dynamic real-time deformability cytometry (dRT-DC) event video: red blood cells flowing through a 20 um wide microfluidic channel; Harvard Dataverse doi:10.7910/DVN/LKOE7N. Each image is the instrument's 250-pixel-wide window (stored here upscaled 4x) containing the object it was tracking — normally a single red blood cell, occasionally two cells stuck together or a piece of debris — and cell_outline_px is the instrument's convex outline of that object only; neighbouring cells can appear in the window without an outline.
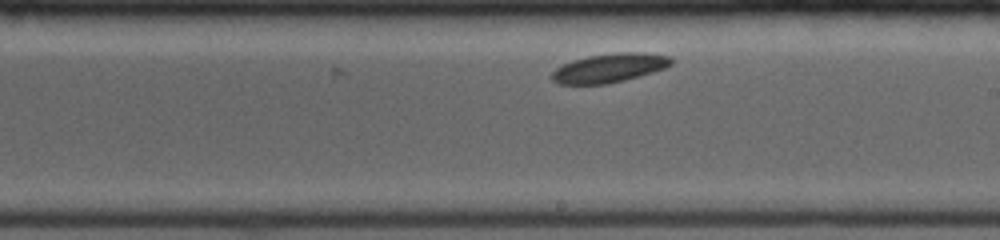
{"species": "common noctule bat (a hibernating species)", "species_latin": "Nyctalus noctula", "temperature_condition": "room temperature", "stored_images_in_passage": 16, "camera_frame_rate_fps": 4000, "um_per_image_px": 0.085, "animal": {"sex": "female", "body_mass_g": 19.0, "forearm_length_mm": 53.3}, "frame": {"image": 1, "passage_image": 10, "time_ms": 4.75, "image_size_px": [1000, 240], "cell_outline_px": [[672, 64], [664, 68], [652, 72], [624, 80], [604, 84], [560, 84], [552, 80], [552, 72], [556, 68], [572, 60], [588, 56], [620, 52], [644, 52], [672, 56]], "centroid_in_image_um": [51.81, 5.76], "position_along_channel_um": 237.2, "area_um2": 20.0}}
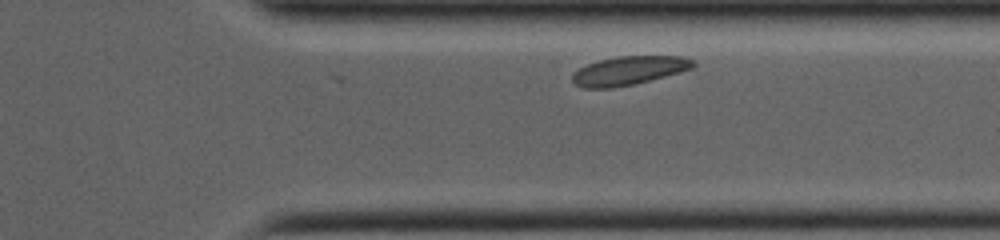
{"frame": {"image": 2, "passage_image": 16, "time_ms": 8.0, "image_size_px": [1000, 240], "cell_outline_px": [[696, 64], [692, 68], [680, 72], [632, 84], [612, 88], [584, 88], [576, 84], [572, 80], [572, 76], [580, 68], [588, 64], [600, 60], [620, 56], [684, 56], [696, 60]], "centroid_in_image_um": [53.5, 5.99], "position_along_channel_um": 357.9, "area_um2": 19.94}}